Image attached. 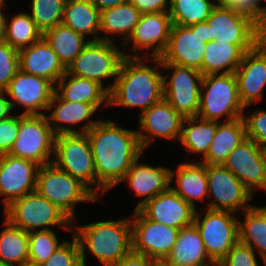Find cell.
I'll use <instances>...</instances> for the list:
<instances>
[{"instance_id": "46", "label": "cell", "mask_w": 266, "mask_h": 266, "mask_svg": "<svg viewBox=\"0 0 266 266\" xmlns=\"http://www.w3.org/2000/svg\"><path fill=\"white\" fill-rule=\"evenodd\" d=\"M19 132V115L0 120V155L7 154Z\"/></svg>"}, {"instance_id": "14", "label": "cell", "mask_w": 266, "mask_h": 266, "mask_svg": "<svg viewBox=\"0 0 266 266\" xmlns=\"http://www.w3.org/2000/svg\"><path fill=\"white\" fill-rule=\"evenodd\" d=\"M206 21L210 25L211 41L257 45L266 37V32L250 17L225 8L219 3Z\"/></svg>"}, {"instance_id": "31", "label": "cell", "mask_w": 266, "mask_h": 266, "mask_svg": "<svg viewBox=\"0 0 266 266\" xmlns=\"http://www.w3.org/2000/svg\"><path fill=\"white\" fill-rule=\"evenodd\" d=\"M141 13L130 3L129 0L112 8H107L100 13V40L115 42L117 35L123 38L124 44L132 34L134 27L139 22ZM113 36H108V35ZM117 34V35H116Z\"/></svg>"}, {"instance_id": "32", "label": "cell", "mask_w": 266, "mask_h": 266, "mask_svg": "<svg viewBox=\"0 0 266 266\" xmlns=\"http://www.w3.org/2000/svg\"><path fill=\"white\" fill-rule=\"evenodd\" d=\"M244 139H246V126L243 117L218 122L207 155L198 161L205 164H223L230 152Z\"/></svg>"}, {"instance_id": "13", "label": "cell", "mask_w": 266, "mask_h": 266, "mask_svg": "<svg viewBox=\"0 0 266 266\" xmlns=\"http://www.w3.org/2000/svg\"><path fill=\"white\" fill-rule=\"evenodd\" d=\"M208 196L213 197L207 209L242 212L252 205L251 192L223 164H207Z\"/></svg>"}, {"instance_id": "4", "label": "cell", "mask_w": 266, "mask_h": 266, "mask_svg": "<svg viewBox=\"0 0 266 266\" xmlns=\"http://www.w3.org/2000/svg\"><path fill=\"white\" fill-rule=\"evenodd\" d=\"M35 191L61 209L72 223L77 218V204L101 200L85 184L53 163L39 167Z\"/></svg>"}, {"instance_id": "55", "label": "cell", "mask_w": 266, "mask_h": 266, "mask_svg": "<svg viewBox=\"0 0 266 266\" xmlns=\"http://www.w3.org/2000/svg\"><path fill=\"white\" fill-rule=\"evenodd\" d=\"M77 266H87V264L81 261Z\"/></svg>"}, {"instance_id": "28", "label": "cell", "mask_w": 266, "mask_h": 266, "mask_svg": "<svg viewBox=\"0 0 266 266\" xmlns=\"http://www.w3.org/2000/svg\"><path fill=\"white\" fill-rule=\"evenodd\" d=\"M256 45H234L220 41L206 44L202 75L235 73L246 52Z\"/></svg>"}, {"instance_id": "22", "label": "cell", "mask_w": 266, "mask_h": 266, "mask_svg": "<svg viewBox=\"0 0 266 266\" xmlns=\"http://www.w3.org/2000/svg\"><path fill=\"white\" fill-rule=\"evenodd\" d=\"M137 210L151 221L178 229L192 225L196 212L171 187L143 203Z\"/></svg>"}, {"instance_id": "40", "label": "cell", "mask_w": 266, "mask_h": 266, "mask_svg": "<svg viewBox=\"0 0 266 266\" xmlns=\"http://www.w3.org/2000/svg\"><path fill=\"white\" fill-rule=\"evenodd\" d=\"M62 243L52 229L28 232L29 262L43 264Z\"/></svg>"}, {"instance_id": "3", "label": "cell", "mask_w": 266, "mask_h": 266, "mask_svg": "<svg viewBox=\"0 0 266 266\" xmlns=\"http://www.w3.org/2000/svg\"><path fill=\"white\" fill-rule=\"evenodd\" d=\"M74 228L72 234L78 240L82 262H87L85 250L101 264L118 263L132 251L131 217L117 221H98Z\"/></svg>"}, {"instance_id": "35", "label": "cell", "mask_w": 266, "mask_h": 266, "mask_svg": "<svg viewBox=\"0 0 266 266\" xmlns=\"http://www.w3.org/2000/svg\"><path fill=\"white\" fill-rule=\"evenodd\" d=\"M43 37L50 44L52 50L57 54L59 60L66 68L75 60L89 42L88 38H85L80 33L75 32L62 23L46 31Z\"/></svg>"}, {"instance_id": "47", "label": "cell", "mask_w": 266, "mask_h": 266, "mask_svg": "<svg viewBox=\"0 0 266 266\" xmlns=\"http://www.w3.org/2000/svg\"><path fill=\"white\" fill-rule=\"evenodd\" d=\"M130 3L141 13L169 12L170 0H129Z\"/></svg>"}, {"instance_id": "29", "label": "cell", "mask_w": 266, "mask_h": 266, "mask_svg": "<svg viewBox=\"0 0 266 266\" xmlns=\"http://www.w3.org/2000/svg\"><path fill=\"white\" fill-rule=\"evenodd\" d=\"M55 92L64 100L109 107V92L98 82L66 72L55 84Z\"/></svg>"}, {"instance_id": "41", "label": "cell", "mask_w": 266, "mask_h": 266, "mask_svg": "<svg viewBox=\"0 0 266 266\" xmlns=\"http://www.w3.org/2000/svg\"><path fill=\"white\" fill-rule=\"evenodd\" d=\"M19 70V50L0 42V91H5Z\"/></svg>"}, {"instance_id": "37", "label": "cell", "mask_w": 266, "mask_h": 266, "mask_svg": "<svg viewBox=\"0 0 266 266\" xmlns=\"http://www.w3.org/2000/svg\"><path fill=\"white\" fill-rule=\"evenodd\" d=\"M217 4L216 0H170L169 16L172 24L191 26L205 22Z\"/></svg>"}, {"instance_id": "19", "label": "cell", "mask_w": 266, "mask_h": 266, "mask_svg": "<svg viewBox=\"0 0 266 266\" xmlns=\"http://www.w3.org/2000/svg\"><path fill=\"white\" fill-rule=\"evenodd\" d=\"M40 165L10 154L0 155V197L3 209L15 199L35 192Z\"/></svg>"}, {"instance_id": "39", "label": "cell", "mask_w": 266, "mask_h": 266, "mask_svg": "<svg viewBox=\"0 0 266 266\" xmlns=\"http://www.w3.org/2000/svg\"><path fill=\"white\" fill-rule=\"evenodd\" d=\"M31 19L44 34L62 23L66 0H31Z\"/></svg>"}, {"instance_id": "8", "label": "cell", "mask_w": 266, "mask_h": 266, "mask_svg": "<svg viewBox=\"0 0 266 266\" xmlns=\"http://www.w3.org/2000/svg\"><path fill=\"white\" fill-rule=\"evenodd\" d=\"M52 163L85 184L96 195V173L87 133L55 136Z\"/></svg>"}, {"instance_id": "34", "label": "cell", "mask_w": 266, "mask_h": 266, "mask_svg": "<svg viewBox=\"0 0 266 266\" xmlns=\"http://www.w3.org/2000/svg\"><path fill=\"white\" fill-rule=\"evenodd\" d=\"M218 122L205 120L198 116L185 117L182 123L180 145L190 153L207 155L215 136Z\"/></svg>"}, {"instance_id": "42", "label": "cell", "mask_w": 266, "mask_h": 266, "mask_svg": "<svg viewBox=\"0 0 266 266\" xmlns=\"http://www.w3.org/2000/svg\"><path fill=\"white\" fill-rule=\"evenodd\" d=\"M81 262V251L77 238L64 241L42 266H77Z\"/></svg>"}, {"instance_id": "21", "label": "cell", "mask_w": 266, "mask_h": 266, "mask_svg": "<svg viewBox=\"0 0 266 266\" xmlns=\"http://www.w3.org/2000/svg\"><path fill=\"white\" fill-rule=\"evenodd\" d=\"M238 94L244 108L259 102L266 88V37L246 52L235 71Z\"/></svg>"}, {"instance_id": "51", "label": "cell", "mask_w": 266, "mask_h": 266, "mask_svg": "<svg viewBox=\"0 0 266 266\" xmlns=\"http://www.w3.org/2000/svg\"><path fill=\"white\" fill-rule=\"evenodd\" d=\"M5 2V0H0V42L5 41L6 16L2 10L6 8Z\"/></svg>"}, {"instance_id": "5", "label": "cell", "mask_w": 266, "mask_h": 266, "mask_svg": "<svg viewBox=\"0 0 266 266\" xmlns=\"http://www.w3.org/2000/svg\"><path fill=\"white\" fill-rule=\"evenodd\" d=\"M245 108L240 102L235 73L203 76L198 117L220 122L241 118Z\"/></svg>"}, {"instance_id": "38", "label": "cell", "mask_w": 266, "mask_h": 266, "mask_svg": "<svg viewBox=\"0 0 266 266\" xmlns=\"http://www.w3.org/2000/svg\"><path fill=\"white\" fill-rule=\"evenodd\" d=\"M9 19V21H8ZM43 33L38 29L29 13H16L6 17L5 41L20 50L40 40Z\"/></svg>"}, {"instance_id": "44", "label": "cell", "mask_w": 266, "mask_h": 266, "mask_svg": "<svg viewBox=\"0 0 266 266\" xmlns=\"http://www.w3.org/2000/svg\"><path fill=\"white\" fill-rule=\"evenodd\" d=\"M246 126V138L253 140L260 148L266 150V110L255 109L249 115H243Z\"/></svg>"}, {"instance_id": "45", "label": "cell", "mask_w": 266, "mask_h": 266, "mask_svg": "<svg viewBox=\"0 0 266 266\" xmlns=\"http://www.w3.org/2000/svg\"><path fill=\"white\" fill-rule=\"evenodd\" d=\"M217 266H260L255 251L238 241Z\"/></svg>"}, {"instance_id": "49", "label": "cell", "mask_w": 266, "mask_h": 266, "mask_svg": "<svg viewBox=\"0 0 266 266\" xmlns=\"http://www.w3.org/2000/svg\"><path fill=\"white\" fill-rule=\"evenodd\" d=\"M12 107L5 91H0V120L11 116Z\"/></svg>"}, {"instance_id": "9", "label": "cell", "mask_w": 266, "mask_h": 266, "mask_svg": "<svg viewBox=\"0 0 266 266\" xmlns=\"http://www.w3.org/2000/svg\"><path fill=\"white\" fill-rule=\"evenodd\" d=\"M55 134L42 115H19V132L7 154L31 160L38 165L52 163Z\"/></svg>"}, {"instance_id": "25", "label": "cell", "mask_w": 266, "mask_h": 266, "mask_svg": "<svg viewBox=\"0 0 266 266\" xmlns=\"http://www.w3.org/2000/svg\"><path fill=\"white\" fill-rule=\"evenodd\" d=\"M132 163L130 169L122 179L127 182V187L136 194V196L144 197L136 205L137 210L143 203L154 198L161 192L166 191L170 185V168L163 166L153 167L144 162L140 163V157Z\"/></svg>"}, {"instance_id": "27", "label": "cell", "mask_w": 266, "mask_h": 266, "mask_svg": "<svg viewBox=\"0 0 266 266\" xmlns=\"http://www.w3.org/2000/svg\"><path fill=\"white\" fill-rule=\"evenodd\" d=\"M176 177V186L170 187L194 209L195 202L208 197L207 164L200 161L180 163L176 170L170 169V183Z\"/></svg>"}, {"instance_id": "48", "label": "cell", "mask_w": 266, "mask_h": 266, "mask_svg": "<svg viewBox=\"0 0 266 266\" xmlns=\"http://www.w3.org/2000/svg\"><path fill=\"white\" fill-rule=\"evenodd\" d=\"M119 266H160V263L144 254L131 251L118 263Z\"/></svg>"}, {"instance_id": "12", "label": "cell", "mask_w": 266, "mask_h": 266, "mask_svg": "<svg viewBox=\"0 0 266 266\" xmlns=\"http://www.w3.org/2000/svg\"><path fill=\"white\" fill-rule=\"evenodd\" d=\"M196 209L194 224L203 240L209 258L217 265L228 251L239 241L238 218L229 211Z\"/></svg>"}, {"instance_id": "50", "label": "cell", "mask_w": 266, "mask_h": 266, "mask_svg": "<svg viewBox=\"0 0 266 266\" xmlns=\"http://www.w3.org/2000/svg\"><path fill=\"white\" fill-rule=\"evenodd\" d=\"M100 11L115 7L119 4L126 2L127 0H90Z\"/></svg>"}, {"instance_id": "1", "label": "cell", "mask_w": 266, "mask_h": 266, "mask_svg": "<svg viewBox=\"0 0 266 266\" xmlns=\"http://www.w3.org/2000/svg\"><path fill=\"white\" fill-rule=\"evenodd\" d=\"M96 173V196L118 185L142 154L138 134L116 121L100 120L88 132Z\"/></svg>"}, {"instance_id": "33", "label": "cell", "mask_w": 266, "mask_h": 266, "mask_svg": "<svg viewBox=\"0 0 266 266\" xmlns=\"http://www.w3.org/2000/svg\"><path fill=\"white\" fill-rule=\"evenodd\" d=\"M244 221L238 219L239 241L248 245L261 256L266 266V205L247 208L243 212Z\"/></svg>"}, {"instance_id": "2", "label": "cell", "mask_w": 266, "mask_h": 266, "mask_svg": "<svg viewBox=\"0 0 266 266\" xmlns=\"http://www.w3.org/2000/svg\"><path fill=\"white\" fill-rule=\"evenodd\" d=\"M152 61H151V60ZM157 63L154 67L147 62ZM161 67L160 69H158ZM161 59L125 57L114 86L109 92V107H140V113L164 99Z\"/></svg>"}, {"instance_id": "36", "label": "cell", "mask_w": 266, "mask_h": 266, "mask_svg": "<svg viewBox=\"0 0 266 266\" xmlns=\"http://www.w3.org/2000/svg\"><path fill=\"white\" fill-rule=\"evenodd\" d=\"M0 231V262L22 265L29 261L28 232L4 218Z\"/></svg>"}, {"instance_id": "10", "label": "cell", "mask_w": 266, "mask_h": 266, "mask_svg": "<svg viewBox=\"0 0 266 266\" xmlns=\"http://www.w3.org/2000/svg\"><path fill=\"white\" fill-rule=\"evenodd\" d=\"M210 41V25L207 21L191 26L172 24L167 47L159 58L161 62L192 67L202 73L204 51Z\"/></svg>"}, {"instance_id": "26", "label": "cell", "mask_w": 266, "mask_h": 266, "mask_svg": "<svg viewBox=\"0 0 266 266\" xmlns=\"http://www.w3.org/2000/svg\"><path fill=\"white\" fill-rule=\"evenodd\" d=\"M160 266H217L208 256L198 228L192 225L179 230L171 253Z\"/></svg>"}, {"instance_id": "11", "label": "cell", "mask_w": 266, "mask_h": 266, "mask_svg": "<svg viewBox=\"0 0 266 266\" xmlns=\"http://www.w3.org/2000/svg\"><path fill=\"white\" fill-rule=\"evenodd\" d=\"M161 66L164 71L173 70L171 74L163 75L164 99L184 118L198 116L202 73L169 62H161Z\"/></svg>"}, {"instance_id": "53", "label": "cell", "mask_w": 266, "mask_h": 266, "mask_svg": "<svg viewBox=\"0 0 266 266\" xmlns=\"http://www.w3.org/2000/svg\"><path fill=\"white\" fill-rule=\"evenodd\" d=\"M0 266H19L13 263L0 262Z\"/></svg>"}, {"instance_id": "6", "label": "cell", "mask_w": 266, "mask_h": 266, "mask_svg": "<svg viewBox=\"0 0 266 266\" xmlns=\"http://www.w3.org/2000/svg\"><path fill=\"white\" fill-rule=\"evenodd\" d=\"M5 218L25 232L50 230L59 226L72 232V220L36 191L15 199L3 209ZM51 227V228H50Z\"/></svg>"}, {"instance_id": "18", "label": "cell", "mask_w": 266, "mask_h": 266, "mask_svg": "<svg viewBox=\"0 0 266 266\" xmlns=\"http://www.w3.org/2000/svg\"><path fill=\"white\" fill-rule=\"evenodd\" d=\"M55 91V85L46 78L27 74L20 69L5 90L12 109L22 106L23 115H42ZM42 111V112H41Z\"/></svg>"}, {"instance_id": "7", "label": "cell", "mask_w": 266, "mask_h": 266, "mask_svg": "<svg viewBox=\"0 0 266 266\" xmlns=\"http://www.w3.org/2000/svg\"><path fill=\"white\" fill-rule=\"evenodd\" d=\"M125 57H131V54L120 50L116 42L89 41L81 53L67 67V72L77 77L96 81L110 92ZM113 77V85L108 84L105 87L106 83L104 84V81L106 82L108 78Z\"/></svg>"}, {"instance_id": "17", "label": "cell", "mask_w": 266, "mask_h": 266, "mask_svg": "<svg viewBox=\"0 0 266 266\" xmlns=\"http://www.w3.org/2000/svg\"><path fill=\"white\" fill-rule=\"evenodd\" d=\"M171 27L169 12L141 14L132 34L122 45L125 49L132 44L131 50L136 54L131 57L159 58L167 47ZM143 49H147L145 54ZM149 49L152 53H149ZM139 51H142L143 55H140Z\"/></svg>"}, {"instance_id": "20", "label": "cell", "mask_w": 266, "mask_h": 266, "mask_svg": "<svg viewBox=\"0 0 266 266\" xmlns=\"http://www.w3.org/2000/svg\"><path fill=\"white\" fill-rule=\"evenodd\" d=\"M184 117L165 99L140 113L138 139L145 151L157 137L179 141ZM151 135V136H150Z\"/></svg>"}, {"instance_id": "24", "label": "cell", "mask_w": 266, "mask_h": 266, "mask_svg": "<svg viewBox=\"0 0 266 266\" xmlns=\"http://www.w3.org/2000/svg\"><path fill=\"white\" fill-rule=\"evenodd\" d=\"M19 69L27 74L46 78L54 85L67 72L44 37L19 50Z\"/></svg>"}, {"instance_id": "23", "label": "cell", "mask_w": 266, "mask_h": 266, "mask_svg": "<svg viewBox=\"0 0 266 266\" xmlns=\"http://www.w3.org/2000/svg\"><path fill=\"white\" fill-rule=\"evenodd\" d=\"M54 108V109H53ZM98 109L88 103L71 102L62 99L55 91L48 105L46 118L55 135L70 133H87L100 120L90 119ZM87 123L80 126V130L70 128L85 121ZM67 126H64V125Z\"/></svg>"}, {"instance_id": "43", "label": "cell", "mask_w": 266, "mask_h": 266, "mask_svg": "<svg viewBox=\"0 0 266 266\" xmlns=\"http://www.w3.org/2000/svg\"><path fill=\"white\" fill-rule=\"evenodd\" d=\"M219 4L250 17L266 32V6L259 0H221Z\"/></svg>"}, {"instance_id": "54", "label": "cell", "mask_w": 266, "mask_h": 266, "mask_svg": "<svg viewBox=\"0 0 266 266\" xmlns=\"http://www.w3.org/2000/svg\"><path fill=\"white\" fill-rule=\"evenodd\" d=\"M104 266H119L117 263H112V264H103Z\"/></svg>"}, {"instance_id": "16", "label": "cell", "mask_w": 266, "mask_h": 266, "mask_svg": "<svg viewBox=\"0 0 266 266\" xmlns=\"http://www.w3.org/2000/svg\"><path fill=\"white\" fill-rule=\"evenodd\" d=\"M223 165L253 196L256 189L266 191V151L253 140L244 139L230 152Z\"/></svg>"}, {"instance_id": "52", "label": "cell", "mask_w": 266, "mask_h": 266, "mask_svg": "<svg viewBox=\"0 0 266 266\" xmlns=\"http://www.w3.org/2000/svg\"><path fill=\"white\" fill-rule=\"evenodd\" d=\"M20 266H42V264H36V263H32V262H25L24 264L20 265Z\"/></svg>"}, {"instance_id": "30", "label": "cell", "mask_w": 266, "mask_h": 266, "mask_svg": "<svg viewBox=\"0 0 266 266\" xmlns=\"http://www.w3.org/2000/svg\"><path fill=\"white\" fill-rule=\"evenodd\" d=\"M101 11L90 0H66L62 24L80 33L89 41L100 40ZM88 35V36H86Z\"/></svg>"}, {"instance_id": "15", "label": "cell", "mask_w": 266, "mask_h": 266, "mask_svg": "<svg viewBox=\"0 0 266 266\" xmlns=\"http://www.w3.org/2000/svg\"><path fill=\"white\" fill-rule=\"evenodd\" d=\"M132 251L144 254L160 264L171 253L179 230L145 218L138 210L131 216Z\"/></svg>"}]
</instances>
